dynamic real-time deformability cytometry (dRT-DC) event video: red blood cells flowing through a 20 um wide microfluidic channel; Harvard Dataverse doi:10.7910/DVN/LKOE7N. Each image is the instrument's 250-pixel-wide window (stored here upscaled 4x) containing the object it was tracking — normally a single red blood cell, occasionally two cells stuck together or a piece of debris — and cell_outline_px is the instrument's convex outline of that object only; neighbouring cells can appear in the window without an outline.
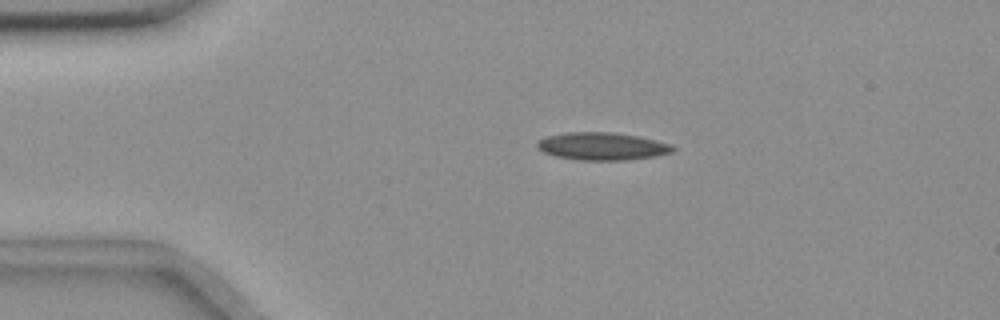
{"species": "common noctule bat (a hibernating species)", "species_latin": "Nyctalus noctula", "temperature_condition": "room temperature", "stored_images_in_passage": 49, "camera_frame_rate_fps": 3000, "um_per_image_px": 0.085, "animal": {"sex": "female", "body_mass_g": 18.4}, "frame": {"image": 1, "passage_image": 5, "time_ms": 1.333, "image_size_px": [1000, 320], "cell_outline_px": [[676, 148], [672, 152], [656, 156], [624, 160], [580, 160], [556, 156], [544, 152], [536, 148], [536, 144], [540, 140], [548, 136], [564, 132], [612, 132], [636, 136], [672, 144]], "centroid_in_image_um": [51.18, 12.43], "position_along_channel_um": 33.8, "area_um2": 21.73}}
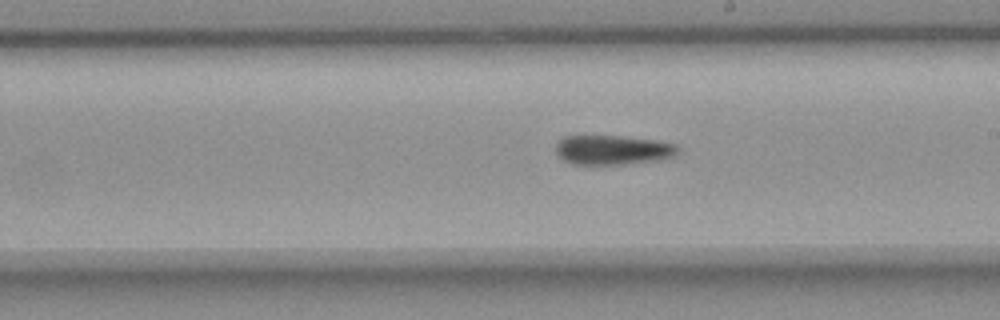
{"frame": {"image": 2, "passage_image": 25, "time_ms": 8.0, "image_size_px": [1000, 320], "cell_outline_px": [[680, 152], [676, 156], [664, 160], [624, 164], [572, 164], [564, 160], [556, 152], [556, 144], [564, 136], [620, 136], [656, 140], [676, 144], [680, 148]], "centroid_in_image_um": [52.17, 12.75], "position_along_channel_um": 236.8, "area_um2": 21.21}}
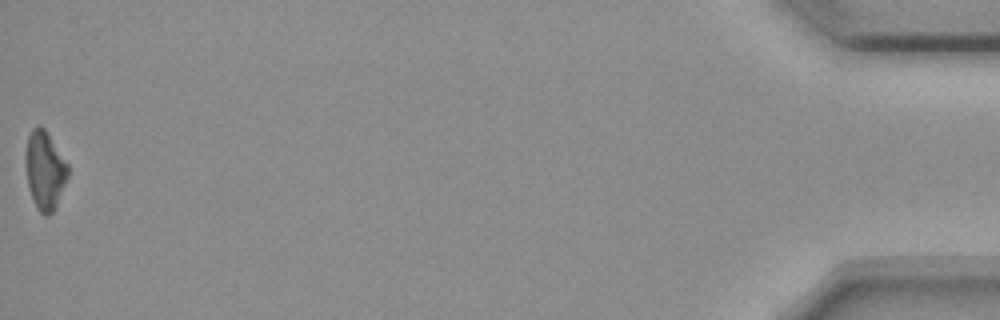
{"frame": {"image": 3, "passage_image": 49, "time_ms": 16.0, "image_size_px": [1000, 320], "cell_outline_px": [[68, 176], [56, 204], [52, 212], [48, 216], [44, 216], [36, 208], [28, 188], [24, 160], [24, 156], [28, 136], [32, 128], [36, 124], [40, 124], [44, 128], [68, 164]], "centroid_in_image_um": [3.77, 14.45], "position_along_channel_um": 431.4, "area_um2": 19.42}, "authors_computed_cell_mechanics": {"area_um2": 21.3282, "velocity_mm_per_s": 3.6683, "shape_relaxation_time_tau1_ms": 10.4586, "shape_relaxation_time_tau2_ms": null, "deformation_change_tau1": 0.1899, "deformation_change_tau2": null}}